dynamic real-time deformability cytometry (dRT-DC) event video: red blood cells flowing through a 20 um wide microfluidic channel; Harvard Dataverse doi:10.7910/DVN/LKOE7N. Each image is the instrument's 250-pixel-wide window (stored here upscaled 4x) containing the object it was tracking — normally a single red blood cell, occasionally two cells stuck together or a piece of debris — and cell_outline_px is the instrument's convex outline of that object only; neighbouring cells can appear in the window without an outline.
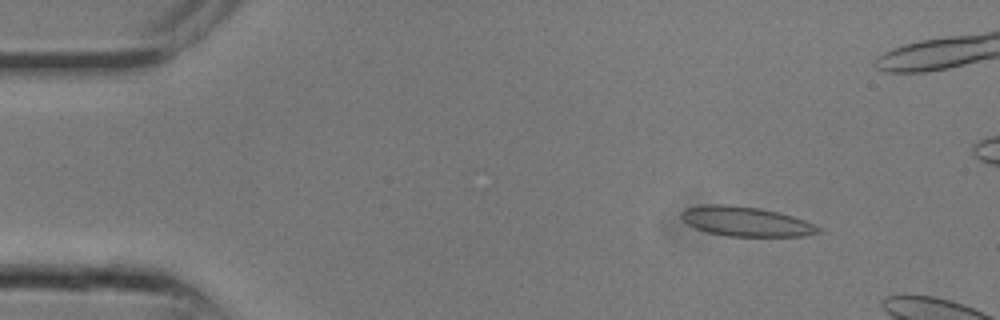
{"species": "common noctule bat (a hibernating species)", "species_latin": "Nyctalus noctula", "temperature_condition": "room temperature", "stored_images_in_passage": 5, "camera_frame_rate_fps": 3000, "um_per_image_px": 0.085, "animal": {"sex": "male", "body_mass_g": 13.3}, "frame": {"image": 1, "passage_image": 2, "time_ms": 0.333, "image_size_px": [1000, 320], "cell_outline_px": [[820, 232], [804, 236], [728, 236], [708, 232], [696, 228], [688, 224], [680, 216], [680, 212], [684, 208], [704, 204], [724, 204], [760, 208], [792, 216], [804, 220], [820, 228]], "centroid_in_image_um": [63.35, 18.82], "position_along_channel_um": 21.7, "area_um2": 23.47}}